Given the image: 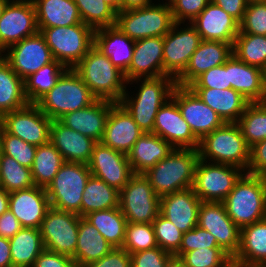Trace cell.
I'll list each match as a JSON object with an SVG mask.
<instances>
[{
    "instance_id": "cell-1",
    "label": "cell",
    "mask_w": 266,
    "mask_h": 267,
    "mask_svg": "<svg viewBox=\"0 0 266 267\" xmlns=\"http://www.w3.org/2000/svg\"><path fill=\"white\" fill-rule=\"evenodd\" d=\"M198 159V149L174 148L167 157L143 175L155 193L162 197L192 187Z\"/></svg>"
},
{
    "instance_id": "cell-2",
    "label": "cell",
    "mask_w": 266,
    "mask_h": 267,
    "mask_svg": "<svg viewBox=\"0 0 266 267\" xmlns=\"http://www.w3.org/2000/svg\"><path fill=\"white\" fill-rule=\"evenodd\" d=\"M222 203L240 229L265 219L266 178L245 172Z\"/></svg>"
},
{
    "instance_id": "cell-3",
    "label": "cell",
    "mask_w": 266,
    "mask_h": 267,
    "mask_svg": "<svg viewBox=\"0 0 266 267\" xmlns=\"http://www.w3.org/2000/svg\"><path fill=\"white\" fill-rule=\"evenodd\" d=\"M73 69L97 99L121 101L127 88L124 73L95 46Z\"/></svg>"
},
{
    "instance_id": "cell-4",
    "label": "cell",
    "mask_w": 266,
    "mask_h": 267,
    "mask_svg": "<svg viewBox=\"0 0 266 267\" xmlns=\"http://www.w3.org/2000/svg\"><path fill=\"white\" fill-rule=\"evenodd\" d=\"M139 86L135 97L126 89L119 103L143 132L153 133L157 112L171 98L176 83L170 76H161L145 78Z\"/></svg>"
},
{
    "instance_id": "cell-5",
    "label": "cell",
    "mask_w": 266,
    "mask_h": 267,
    "mask_svg": "<svg viewBox=\"0 0 266 267\" xmlns=\"http://www.w3.org/2000/svg\"><path fill=\"white\" fill-rule=\"evenodd\" d=\"M198 151L203 161L236 166L245 172L248 169L250 147L236 123H225L205 135Z\"/></svg>"
},
{
    "instance_id": "cell-6",
    "label": "cell",
    "mask_w": 266,
    "mask_h": 267,
    "mask_svg": "<svg viewBox=\"0 0 266 267\" xmlns=\"http://www.w3.org/2000/svg\"><path fill=\"white\" fill-rule=\"evenodd\" d=\"M97 98L74 69H66L55 86L35 104L51 120L87 107Z\"/></svg>"
},
{
    "instance_id": "cell-7",
    "label": "cell",
    "mask_w": 266,
    "mask_h": 267,
    "mask_svg": "<svg viewBox=\"0 0 266 267\" xmlns=\"http://www.w3.org/2000/svg\"><path fill=\"white\" fill-rule=\"evenodd\" d=\"M55 60L73 69L94 46L95 30L85 23L38 28Z\"/></svg>"
},
{
    "instance_id": "cell-8",
    "label": "cell",
    "mask_w": 266,
    "mask_h": 267,
    "mask_svg": "<svg viewBox=\"0 0 266 267\" xmlns=\"http://www.w3.org/2000/svg\"><path fill=\"white\" fill-rule=\"evenodd\" d=\"M170 4H151L146 7L117 12L116 27L136 41L149 37H164L174 24Z\"/></svg>"
},
{
    "instance_id": "cell-9",
    "label": "cell",
    "mask_w": 266,
    "mask_h": 267,
    "mask_svg": "<svg viewBox=\"0 0 266 267\" xmlns=\"http://www.w3.org/2000/svg\"><path fill=\"white\" fill-rule=\"evenodd\" d=\"M91 175L88 164L65 162L46 188L50 206L81 217L82 194Z\"/></svg>"
},
{
    "instance_id": "cell-10",
    "label": "cell",
    "mask_w": 266,
    "mask_h": 267,
    "mask_svg": "<svg viewBox=\"0 0 266 267\" xmlns=\"http://www.w3.org/2000/svg\"><path fill=\"white\" fill-rule=\"evenodd\" d=\"M244 170L227 164H218L198 159L192 189L202 202H222Z\"/></svg>"
},
{
    "instance_id": "cell-11",
    "label": "cell",
    "mask_w": 266,
    "mask_h": 267,
    "mask_svg": "<svg viewBox=\"0 0 266 267\" xmlns=\"http://www.w3.org/2000/svg\"><path fill=\"white\" fill-rule=\"evenodd\" d=\"M119 207L128 223H152L159 214L160 197L143 174H134L119 193Z\"/></svg>"
},
{
    "instance_id": "cell-12",
    "label": "cell",
    "mask_w": 266,
    "mask_h": 267,
    "mask_svg": "<svg viewBox=\"0 0 266 267\" xmlns=\"http://www.w3.org/2000/svg\"><path fill=\"white\" fill-rule=\"evenodd\" d=\"M80 216L50 207L40 232L46 250L72 257L75 254Z\"/></svg>"
},
{
    "instance_id": "cell-13",
    "label": "cell",
    "mask_w": 266,
    "mask_h": 267,
    "mask_svg": "<svg viewBox=\"0 0 266 267\" xmlns=\"http://www.w3.org/2000/svg\"><path fill=\"white\" fill-rule=\"evenodd\" d=\"M187 25L181 28V23L175 22L163 37V76H170L174 80L184 72L190 57L201 42L196 28L191 23Z\"/></svg>"
},
{
    "instance_id": "cell-14",
    "label": "cell",
    "mask_w": 266,
    "mask_h": 267,
    "mask_svg": "<svg viewBox=\"0 0 266 267\" xmlns=\"http://www.w3.org/2000/svg\"><path fill=\"white\" fill-rule=\"evenodd\" d=\"M1 118L6 132L31 145L37 147L50 142L52 120L35 103L5 113Z\"/></svg>"
},
{
    "instance_id": "cell-15",
    "label": "cell",
    "mask_w": 266,
    "mask_h": 267,
    "mask_svg": "<svg viewBox=\"0 0 266 267\" xmlns=\"http://www.w3.org/2000/svg\"><path fill=\"white\" fill-rule=\"evenodd\" d=\"M2 53L12 70L23 80L55 60L40 31L9 46Z\"/></svg>"
},
{
    "instance_id": "cell-16",
    "label": "cell",
    "mask_w": 266,
    "mask_h": 267,
    "mask_svg": "<svg viewBox=\"0 0 266 267\" xmlns=\"http://www.w3.org/2000/svg\"><path fill=\"white\" fill-rule=\"evenodd\" d=\"M38 31L33 1L11 0L0 18V54Z\"/></svg>"
},
{
    "instance_id": "cell-17",
    "label": "cell",
    "mask_w": 266,
    "mask_h": 267,
    "mask_svg": "<svg viewBox=\"0 0 266 267\" xmlns=\"http://www.w3.org/2000/svg\"><path fill=\"white\" fill-rule=\"evenodd\" d=\"M171 98L177 103L183 119L199 140L225 124L221 117L188 86L176 85Z\"/></svg>"
},
{
    "instance_id": "cell-18",
    "label": "cell",
    "mask_w": 266,
    "mask_h": 267,
    "mask_svg": "<svg viewBox=\"0 0 266 267\" xmlns=\"http://www.w3.org/2000/svg\"><path fill=\"white\" fill-rule=\"evenodd\" d=\"M197 225L209 231L218 246L231 258L236 255L240 245V228L228 216L222 202H202Z\"/></svg>"
},
{
    "instance_id": "cell-19",
    "label": "cell",
    "mask_w": 266,
    "mask_h": 267,
    "mask_svg": "<svg viewBox=\"0 0 266 267\" xmlns=\"http://www.w3.org/2000/svg\"><path fill=\"white\" fill-rule=\"evenodd\" d=\"M88 166L92 176L105 181L119 192L134 175L128 156L101 142L94 145Z\"/></svg>"
},
{
    "instance_id": "cell-20",
    "label": "cell",
    "mask_w": 266,
    "mask_h": 267,
    "mask_svg": "<svg viewBox=\"0 0 266 267\" xmlns=\"http://www.w3.org/2000/svg\"><path fill=\"white\" fill-rule=\"evenodd\" d=\"M163 52V37H149L136 40L132 61L128 71L124 74L127 81L126 85H131L135 81L137 84L145 78L163 76Z\"/></svg>"
},
{
    "instance_id": "cell-21",
    "label": "cell",
    "mask_w": 266,
    "mask_h": 267,
    "mask_svg": "<svg viewBox=\"0 0 266 267\" xmlns=\"http://www.w3.org/2000/svg\"><path fill=\"white\" fill-rule=\"evenodd\" d=\"M153 134L160 136L174 148H199L200 140L193 134L172 98L157 112Z\"/></svg>"
},
{
    "instance_id": "cell-22",
    "label": "cell",
    "mask_w": 266,
    "mask_h": 267,
    "mask_svg": "<svg viewBox=\"0 0 266 267\" xmlns=\"http://www.w3.org/2000/svg\"><path fill=\"white\" fill-rule=\"evenodd\" d=\"M50 207L46 188L33 186L9 193V210L16 216L21 227L40 229Z\"/></svg>"
},
{
    "instance_id": "cell-23",
    "label": "cell",
    "mask_w": 266,
    "mask_h": 267,
    "mask_svg": "<svg viewBox=\"0 0 266 267\" xmlns=\"http://www.w3.org/2000/svg\"><path fill=\"white\" fill-rule=\"evenodd\" d=\"M142 133L129 112L120 103H116L110 109L100 142L127 155Z\"/></svg>"
},
{
    "instance_id": "cell-24",
    "label": "cell",
    "mask_w": 266,
    "mask_h": 267,
    "mask_svg": "<svg viewBox=\"0 0 266 267\" xmlns=\"http://www.w3.org/2000/svg\"><path fill=\"white\" fill-rule=\"evenodd\" d=\"M233 55V44L222 41L201 40L190 57L184 72L175 80L176 85L189 86L207 70L224 64Z\"/></svg>"
},
{
    "instance_id": "cell-25",
    "label": "cell",
    "mask_w": 266,
    "mask_h": 267,
    "mask_svg": "<svg viewBox=\"0 0 266 267\" xmlns=\"http://www.w3.org/2000/svg\"><path fill=\"white\" fill-rule=\"evenodd\" d=\"M201 203L191 187L160 197L159 213L185 233L197 226Z\"/></svg>"
},
{
    "instance_id": "cell-26",
    "label": "cell",
    "mask_w": 266,
    "mask_h": 267,
    "mask_svg": "<svg viewBox=\"0 0 266 267\" xmlns=\"http://www.w3.org/2000/svg\"><path fill=\"white\" fill-rule=\"evenodd\" d=\"M191 24L196 28L201 40L234 44L239 33V22L212 1Z\"/></svg>"
},
{
    "instance_id": "cell-27",
    "label": "cell",
    "mask_w": 266,
    "mask_h": 267,
    "mask_svg": "<svg viewBox=\"0 0 266 267\" xmlns=\"http://www.w3.org/2000/svg\"><path fill=\"white\" fill-rule=\"evenodd\" d=\"M231 88L248 102H266L265 71L239 60L234 54L226 61Z\"/></svg>"
},
{
    "instance_id": "cell-28",
    "label": "cell",
    "mask_w": 266,
    "mask_h": 267,
    "mask_svg": "<svg viewBox=\"0 0 266 267\" xmlns=\"http://www.w3.org/2000/svg\"><path fill=\"white\" fill-rule=\"evenodd\" d=\"M115 102L96 99L85 108L65 114L59 121L66 127L100 142L104 135L106 120Z\"/></svg>"
},
{
    "instance_id": "cell-29",
    "label": "cell",
    "mask_w": 266,
    "mask_h": 267,
    "mask_svg": "<svg viewBox=\"0 0 266 267\" xmlns=\"http://www.w3.org/2000/svg\"><path fill=\"white\" fill-rule=\"evenodd\" d=\"M50 142L61 153L65 162L88 164L97 143L90 137L66 127L59 120H52Z\"/></svg>"
},
{
    "instance_id": "cell-30",
    "label": "cell",
    "mask_w": 266,
    "mask_h": 267,
    "mask_svg": "<svg viewBox=\"0 0 266 267\" xmlns=\"http://www.w3.org/2000/svg\"><path fill=\"white\" fill-rule=\"evenodd\" d=\"M134 44L135 41L116 26L96 29L94 33V46L124 74L132 61Z\"/></svg>"
},
{
    "instance_id": "cell-31",
    "label": "cell",
    "mask_w": 266,
    "mask_h": 267,
    "mask_svg": "<svg viewBox=\"0 0 266 267\" xmlns=\"http://www.w3.org/2000/svg\"><path fill=\"white\" fill-rule=\"evenodd\" d=\"M174 147L153 133L143 132L127 154L134 174H143L167 157Z\"/></svg>"
},
{
    "instance_id": "cell-32",
    "label": "cell",
    "mask_w": 266,
    "mask_h": 267,
    "mask_svg": "<svg viewBox=\"0 0 266 267\" xmlns=\"http://www.w3.org/2000/svg\"><path fill=\"white\" fill-rule=\"evenodd\" d=\"M225 123H236L250 103L232 88H191Z\"/></svg>"
},
{
    "instance_id": "cell-33",
    "label": "cell",
    "mask_w": 266,
    "mask_h": 267,
    "mask_svg": "<svg viewBox=\"0 0 266 267\" xmlns=\"http://www.w3.org/2000/svg\"><path fill=\"white\" fill-rule=\"evenodd\" d=\"M113 248L95 226L84 217H80L76 251L72 256L76 267H85L101 259Z\"/></svg>"
},
{
    "instance_id": "cell-34",
    "label": "cell",
    "mask_w": 266,
    "mask_h": 267,
    "mask_svg": "<svg viewBox=\"0 0 266 267\" xmlns=\"http://www.w3.org/2000/svg\"><path fill=\"white\" fill-rule=\"evenodd\" d=\"M38 28L64 27L83 23L74 0H32Z\"/></svg>"
},
{
    "instance_id": "cell-35",
    "label": "cell",
    "mask_w": 266,
    "mask_h": 267,
    "mask_svg": "<svg viewBox=\"0 0 266 267\" xmlns=\"http://www.w3.org/2000/svg\"><path fill=\"white\" fill-rule=\"evenodd\" d=\"M28 104L24 80L12 70L0 54V116Z\"/></svg>"
},
{
    "instance_id": "cell-36",
    "label": "cell",
    "mask_w": 266,
    "mask_h": 267,
    "mask_svg": "<svg viewBox=\"0 0 266 267\" xmlns=\"http://www.w3.org/2000/svg\"><path fill=\"white\" fill-rule=\"evenodd\" d=\"M233 258L248 264H266V218L240 229V245Z\"/></svg>"
},
{
    "instance_id": "cell-37",
    "label": "cell",
    "mask_w": 266,
    "mask_h": 267,
    "mask_svg": "<svg viewBox=\"0 0 266 267\" xmlns=\"http://www.w3.org/2000/svg\"><path fill=\"white\" fill-rule=\"evenodd\" d=\"M13 267H32L45 249L40 229L22 227L9 239Z\"/></svg>"
},
{
    "instance_id": "cell-38",
    "label": "cell",
    "mask_w": 266,
    "mask_h": 267,
    "mask_svg": "<svg viewBox=\"0 0 266 267\" xmlns=\"http://www.w3.org/2000/svg\"><path fill=\"white\" fill-rule=\"evenodd\" d=\"M119 193L105 181L91 175L82 194L81 217L94 211L119 207Z\"/></svg>"
},
{
    "instance_id": "cell-39",
    "label": "cell",
    "mask_w": 266,
    "mask_h": 267,
    "mask_svg": "<svg viewBox=\"0 0 266 267\" xmlns=\"http://www.w3.org/2000/svg\"><path fill=\"white\" fill-rule=\"evenodd\" d=\"M84 218L99 230L110 245L122 248L128 222L120 207L94 211Z\"/></svg>"
},
{
    "instance_id": "cell-40",
    "label": "cell",
    "mask_w": 266,
    "mask_h": 267,
    "mask_svg": "<svg viewBox=\"0 0 266 267\" xmlns=\"http://www.w3.org/2000/svg\"><path fill=\"white\" fill-rule=\"evenodd\" d=\"M64 163L63 156L51 142L37 146L31 168L34 186L47 188Z\"/></svg>"
},
{
    "instance_id": "cell-41",
    "label": "cell",
    "mask_w": 266,
    "mask_h": 267,
    "mask_svg": "<svg viewBox=\"0 0 266 267\" xmlns=\"http://www.w3.org/2000/svg\"><path fill=\"white\" fill-rule=\"evenodd\" d=\"M67 68L54 60L24 80L25 95L29 103H36L49 92Z\"/></svg>"
},
{
    "instance_id": "cell-42",
    "label": "cell",
    "mask_w": 266,
    "mask_h": 267,
    "mask_svg": "<svg viewBox=\"0 0 266 267\" xmlns=\"http://www.w3.org/2000/svg\"><path fill=\"white\" fill-rule=\"evenodd\" d=\"M249 147L266 139V102L249 103L236 122Z\"/></svg>"
},
{
    "instance_id": "cell-43",
    "label": "cell",
    "mask_w": 266,
    "mask_h": 267,
    "mask_svg": "<svg viewBox=\"0 0 266 267\" xmlns=\"http://www.w3.org/2000/svg\"><path fill=\"white\" fill-rule=\"evenodd\" d=\"M233 54L242 62L266 70V36L238 33Z\"/></svg>"
},
{
    "instance_id": "cell-44",
    "label": "cell",
    "mask_w": 266,
    "mask_h": 267,
    "mask_svg": "<svg viewBox=\"0 0 266 267\" xmlns=\"http://www.w3.org/2000/svg\"><path fill=\"white\" fill-rule=\"evenodd\" d=\"M34 186L31 169L14 158L0 153V188L7 192L29 189Z\"/></svg>"
},
{
    "instance_id": "cell-45",
    "label": "cell",
    "mask_w": 266,
    "mask_h": 267,
    "mask_svg": "<svg viewBox=\"0 0 266 267\" xmlns=\"http://www.w3.org/2000/svg\"><path fill=\"white\" fill-rule=\"evenodd\" d=\"M81 20L94 30L116 25L117 12L104 0H74Z\"/></svg>"
},
{
    "instance_id": "cell-46",
    "label": "cell",
    "mask_w": 266,
    "mask_h": 267,
    "mask_svg": "<svg viewBox=\"0 0 266 267\" xmlns=\"http://www.w3.org/2000/svg\"><path fill=\"white\" fill-rule=\"evenodd\" d=\"M158 247L152 223H127L122 248L129 254Z\"/></svg>"
},
{
    "instance_id": "cell-47",
    "label": "cell",
    "mask_w": 266,
    "mask_h": 267,
    "mask_svg": "<svg viewBox=\"0 0 266 267\" xmlns=\"http://www.w3.org/2000/svg\"><path fill=\"white\" fill-rule=\"evenodd\" d=\"M180 259L186 267H228L231 257L220 247L185 252Z\"/></svg>"
},
{
    "instance_id": "cell-48",
    "label": "cell",
    "mask_w": 266,
    "mask_h": 267,
    "mask_svg": "<svg viewBox=\"0 0 266 267\" xmlns=\"http://www.w3.org/2000/svg\"><path fill=\"white\" fill-rule=\"evenodd\" d=\"M152 225L158 247L174 255L181 246L184 233L160 213Z\"/></svg>"
},
{
    "instance_id": "cell-49",
    "label": "cell",
    "mask_w": 266,
    "mask_h": 267,
    "mask_svg": "<svg viewBox=\"0 0 266 267\" xmlns=\"http://www.w3.org/2000/svg\"><path fill=\"white\" fill-rule=\"evenodd\" d=\"M37 147L4 130L1 152L14 158L27 168H32Z\"/></svg>"
},
{
    "instance_id": "cell-50",
    "label": "cell",
    "mask_w": 266,
    "mask_h": 267,
    "mask_svg": "<svg viewBox=\"0 0 266 267\" xmlns=\"http://www.w3.org/2000/svg\"><path fill=\"white\" fill-rule=\"evenodd\" d=\"M239 33L266 36V1L247 4Z\"/></svg>"
},
{
    "instance_id": "cell-51",
    "label": "cell",
    "mask_w": 266,
    "mask_h": 267,
    "mask_svg": "<svg viewBox=\"0 0 266 267\" xmlns=\"http://www.w3.org/2000/svg\"><path fill=\"white\" fill-rule=\"evenodd\" d=\"M219 247L216 238L198 225L183 234L179 250L173 255L180 258L185 252L195 249Z\"/></svg>"
},
{
    "instance_id": "cell-52",
    "label": "cell",
    "mask_w": 266,
    "mask_h": 267,
    "mask_svg": "<svg viewBox=\"0 0 266 267\" xmlns=\"http://www.w3.org/2000/svg\"><path fill=\"white\" fill-rule=\"evenodd\" d=\"M211 0H168L174 22L191 23L209 4Z\"/></svg>"
},
{
    "instance_id": "cell-53",
    "label": "cell",
    "mask_w": 266,
    "mask_h": 267,
    "mask_svg": "<svg viewBox=\"0 0 266 267\" xmlns=\"http://www.w3.org/2000/svg\"><path fill=\"white\" fill-rule=\"evenodd\" d=\"M188 87L213 88L220 90L231 88L228 71H226V62L202 73Z\"/></svg>"
},
{
    "instance_id": "cell-54",
    "label": "cell",
    "mask_w": 266,
    "mask_h": 267,
    "mask_svg": "<svg viewBox=\"0 0 266 267\" xmlns=\"http://www.w3.org/2000/svg\"><path fill=\"white\" fill-rule=\"evenodd\" d=\"M130 256L131 267H165L173 255L160 247H155L130 254Z\"/></svg>"
},
{
    "instance_id": "cell-55",
    "label": "cell",
    "mask_w": 266,
    "mask_h": 267,
    "mask_svg": "<svg viewBox=\"0 0 266 267\" xmlns=\"http://www.w3.org/2000/svg\"><path fill=\"white\" fill-rule=\"evenodd\" d=\"M246 173L266 176V139L250 147V159Z\"/></svg>"
},
{
    "instance_id": "cell-56",
    "label": "cell",
    "mask_w": 266,
    "mask_h": 267,
    "mask_svg": "<svg viewBox=\"0 0 266 267\" xmlns=\"http://www.w3.org/2000/svg\"><path fill=\"white\" fill-rule=\"evenodd\" d=\"M85 267H131V256L123 248H113L106 256Z\"/></svg>"
},
{
    "instance_id": "cell-57",
    "label": "cell",
    "mask_w": 266,
    "mask_h": 267,
    "mask_svg": "<svg viewBox=\"0 0 266 267\" xmlns=\"http://www.w3.org/2000/svg\"><path fill=\"white\" fill-rule=\"evenodd\" d=\"M32 267H76L72 257L44 249Z\"/></svg>"
},
{
    "instance_id": "cell-58",
    "label": "cell",
    "mask_w": 266,
    "mask_h": 267,
    "mask_svg": "<svg viewBox=\"0 0 266 267\" xmlns=\"http://www.w3.org/2000/svg\"><path fill=\"white\" fill-rule=\"evenodd\" d=\"M239 23L243 20L247 3L245 0H211Z\"/></svg>"
},
{
    "instance_id": "cell-59",
    "label": "cell",
    "mask_w": 266,
    "mask_h": 267,
    "mask_svg": "<svg viewBox=\"0 0 266 267\" xmlns=\"http://www.w3.org/2000/svg\"><path fill=\"white\" fill-rule=\"evenodd\" d=\"M21 228L20 222L10 210L0 215V237L10 239Z\"/></svg>"
},
{
    "instance_id": "cell-60",
    "label": "cell",
    "mask_w": 266,
    "mask_h": 267,
    "mask_svg": "<svg viewBox=\"0 0 266 267\" xmlns=\"http://www.w3.org/2000/svg\"><path fill=\"white\" fill-rule=\"evenodd\" d=\"M0 267H13L9 239L0 237Z\"/></svg>"
},
{
    "instance_id": "cell-61",
    "label": "cell",
    "mask_w": 266,
    "mask_h": 267,
    "mask_svg": "<svg viewBox=\"0 0 266 267\" xmlns=\"http://www.w3.org/2000/svg\"><path fill=\"white\" fill-rule=\"evenodd\" d=\"M152 2V0H121L120 11L146 7L153 4Z\"/></svg>"
},
{
    "instance_id": "cell-62",
    "label": "cell",
    "mask_w": 266,
    "mask_h": 267,
    "mask_svg": "<svg viewBox=\"0 0 266 267\" xmlns=\"http://www.w3.org/2000/svg\"><path fill=\"white\" fill-rule=\"evenodd\" d=\"M9 210V192L0 188V215Z\"/></svg>"
},
{
    "instance_id": "cell-63",
    "label": "cell",
    "mask_w": 266,
    "mask_h": 267,
    "mask_svg": "<svg viewBox=\"0 0 266 267\" xmlns=\"http://www.w3.org/2000/svg\"><path fill=\"white\" fill-rule=\"evenodd\" d=\"M228 267H266V264H248L231 258Z\"/></svg>"
},
{
    "instance_id": "cell-64",
    "label": "cell",
    "mask_w": 266,
    "mask_h": 267,
    "mask_svg": "<svg viewBox=\"0 0 266 267\" xmlns=\"http://www.w3.org/2000/svg\"><path fill=\"white\" fill-rule=\"evenodd\" d=\"M165 267H186V266L185 263L180 258L172 256L166 263Z\"/></svg>"
},
{
    "instance_id": "cell-65",
    "label": "cell",
    "mask_w": 266,
    "mask_h": 267,
    "mask_svg": "<svg viewBox=\"0 0 266 267\" xmlns=\"http://www.w3.org/2000/svg\"><path fill=\"white\" fill-rule=\"evenodd\" d=\"M107 4H109L116 12L120 11V1L121 0H104Z\"/></svg>"
},
{
    "instance_id": "cell-66",
    "label": "cell",
    "mask_w": 266,
    "mask_h": 267,
    "mask_svg": "<svg viewBox=\"0 0 266 267\" xmlns=\"http://www.w3.org/2000/svg\"><path fill=\"white\" fill-rule=\"evenodd\" d=\"M11 0H0V18L7 6V4L10 2Z\"/></svg>"
},
{
    "instance_id": "cell-67",
    "label": "cell",
    "mask_w": 266,
    "mask_h": 267,
    "mask_svg": "<svg viewBox=\"0 0 266 267\" xmlns=\"http://www.w3.org/2000/svg\"><path fill=\"white\" fill-rule=\"evenodd\" d=\"M4 133V127H3V122H2V118L0 116V153L2 150V135Z\"/></svg>"
},
{
    "instance_id": "cell-68",
    "label": "cell",
    "mask_w": 266,
    "mask_h": 267,
    "mask_svg": "<svg viewBox=\"0 0 266 267\" xmlns=\"http://www.w3.org/2000/svg\"><path fill=\"white\" fill-rule=\"evenodd\" d=\"M247 4H250V3H256V2H263V1H266V0H245Z\"/></svg>"
}]
</instances>
